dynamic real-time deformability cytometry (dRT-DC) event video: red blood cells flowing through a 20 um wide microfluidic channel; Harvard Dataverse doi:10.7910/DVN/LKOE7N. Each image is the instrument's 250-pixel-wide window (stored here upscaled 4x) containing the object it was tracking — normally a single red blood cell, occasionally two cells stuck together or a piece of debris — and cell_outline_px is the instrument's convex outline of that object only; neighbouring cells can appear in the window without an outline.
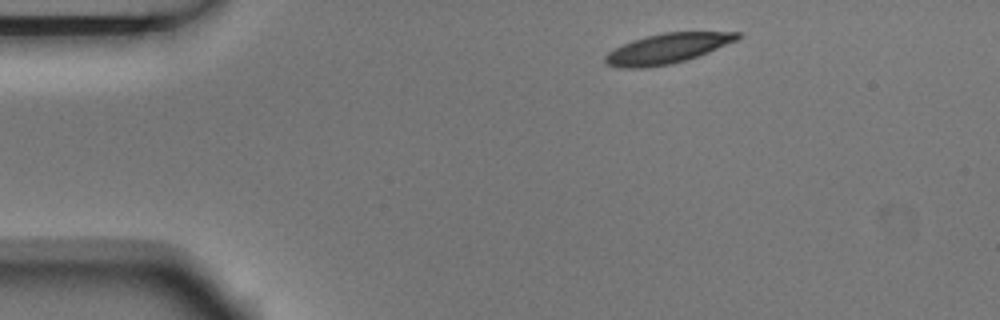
{"species": "Egyptian fruit bat (a non-hibernating species)", "species_latin": "Rousettus aegyptiacus", "temperature_condition": "room temperature", "stored_images_in_passage": 2, "camera_frame_rate_fps": 3000, "um_per_image_px": 0.085, "animal": {"sex": "male"}, "frame": {"image": 1, "passage_image": 1, "time_ms": 0.0, "image_size_px": [1000, 320], "cell_outline_px": [[740, 36], [736, 40], [708, 52], [672, 64], [644, 68], [620, 68], [608, 64], [604, 60], [604, 56], [612, 48], [632, 40], [644, 36], [664, 32], [740, 32]], "centroid_in_image_um": [56.64, 4.12], "position_along_channel_um": 28.4, "area_um2": 23.0}}